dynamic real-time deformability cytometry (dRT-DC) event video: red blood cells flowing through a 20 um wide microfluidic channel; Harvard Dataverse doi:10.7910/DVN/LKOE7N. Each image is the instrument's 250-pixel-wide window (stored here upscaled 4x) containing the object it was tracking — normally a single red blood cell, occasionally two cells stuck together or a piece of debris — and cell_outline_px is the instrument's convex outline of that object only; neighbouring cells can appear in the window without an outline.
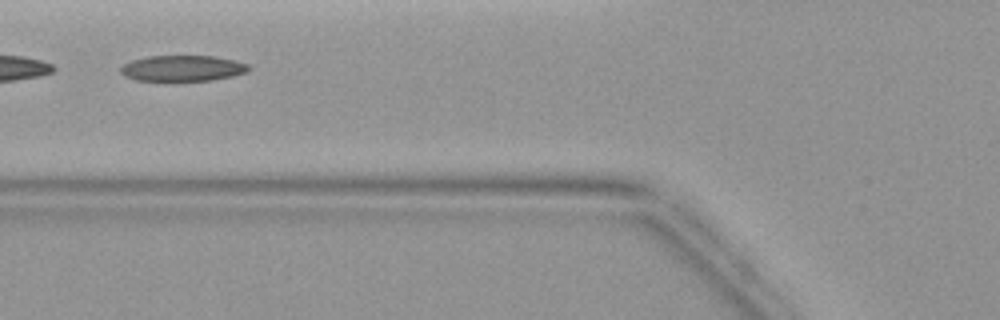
{"species": "common noctule bat (a hibernating species)", "species_latin": "Nyctalus noctula", "temperature_condition": "warm", "stored_images_in_passage": 2, "camera_frame_rate_fps": 3000, "um_per_image_px": 0.085, "animal": {"sex": "female", "body_mass_g": 19.9}, "frame": {"image": 1, "passage_image": 2, "time_ms": 1.0, "image_size_px": [1000, 320], "cell_outline_px": [[252, 68], [248, 72], [232, 76], [212, 80], [136, 80], [124, 76], [120, 72], [120, 68], [124, 64], [132, 60], [144, 56], [212, 56], [236, 60], [248, 64]], "centroid_in_image_um": [15.54, 5.79], "position_along_channel_um": 110.3, "area_um2": 19.31}}